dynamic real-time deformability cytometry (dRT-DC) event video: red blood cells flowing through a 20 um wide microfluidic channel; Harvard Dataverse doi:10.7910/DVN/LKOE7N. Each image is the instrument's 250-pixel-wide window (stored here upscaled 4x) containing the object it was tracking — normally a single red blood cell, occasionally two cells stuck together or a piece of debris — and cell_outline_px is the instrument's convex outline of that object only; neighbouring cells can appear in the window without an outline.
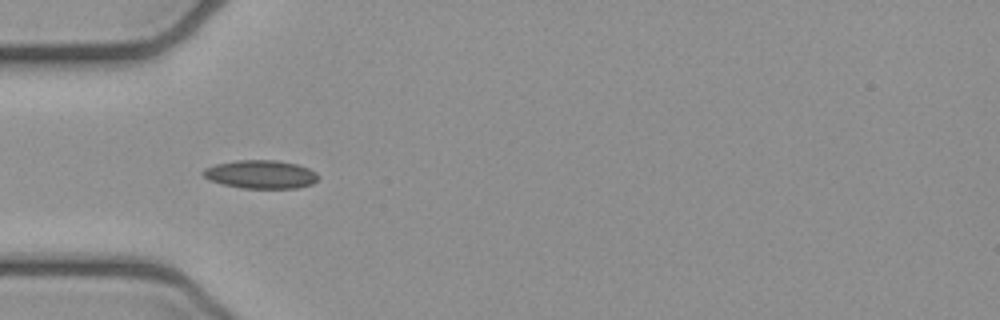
{"species": "common noctule bat (a hibernating species)", "species_latin": "Nyctalus noctula", "temperature_condition": "cold", "stored_images_in_passage": 13, "camera_frame_rate_fps": 3000, "um_per_image_px": 0.085, "animal": {"sex": "female", "body_mass_g": 21.9}, "frame": {"image": 1, "passage_image": 3, "time_ms": 0.667, "image_size_px": [1000, 320], "cell_outline_px": [[320, 176], [312, 184], [296, 188], [240, 188], [220, 184], [208, 180], [200, 172], [204, 168], [216, 164], [236, 160], [276, 160], [296, 164], [308, 168], [316, 172]], "centroid_in_image_um": [22.12, 14.82], "position_along_channel_um": 62.9, "area_um2": 19.19}}
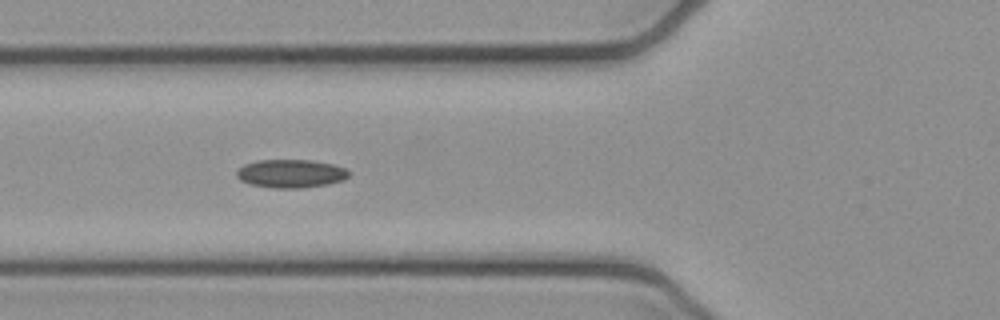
{"frame": {"image": 2, "passage_image": 6, "time_ms": 1.667, "image_size_px": [1000, 320], "cell_outline_px": [[352, 172], [344, 180], [328, 184], [304, 188], [272, 188], [252, 184], [240, 180], [236, 176], [236, 172], [244, 164], [256, 160], [312, 160], [332, 164], [348, 168]], "centroid_in_image_um": [24.77, 14.75], "position_along_channel_um": 101.0, "area_um2": 18.73}}
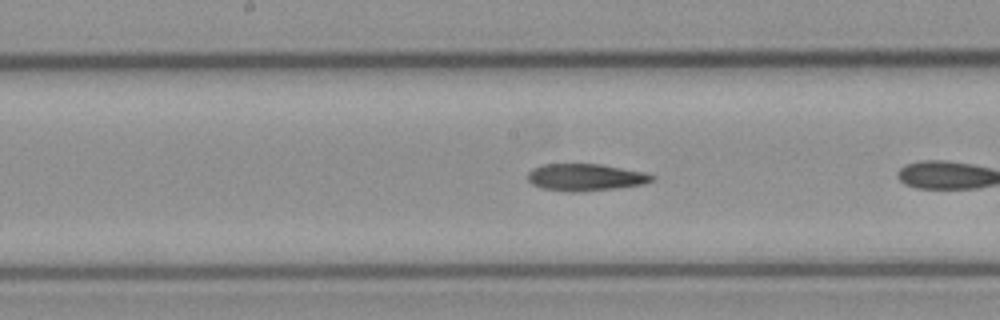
{"frame": {"image": 3, "passage_image": 11, "time_ms": 3.333, "image_size_px": [1000, 320], "cell_outline_px": [[656, 176], [652, 180], [644, 184], [616, 188], [580, 192], [568, 192], [544, 188], [532, 184], [528, 180], [528, 172], [532, 168], [540, 164], [600, 164], [644, 172]], "centroid_in_image_um": [49.75, 15.07], "position_along_channel_um": 198.5, "area_um2": 19.59}}